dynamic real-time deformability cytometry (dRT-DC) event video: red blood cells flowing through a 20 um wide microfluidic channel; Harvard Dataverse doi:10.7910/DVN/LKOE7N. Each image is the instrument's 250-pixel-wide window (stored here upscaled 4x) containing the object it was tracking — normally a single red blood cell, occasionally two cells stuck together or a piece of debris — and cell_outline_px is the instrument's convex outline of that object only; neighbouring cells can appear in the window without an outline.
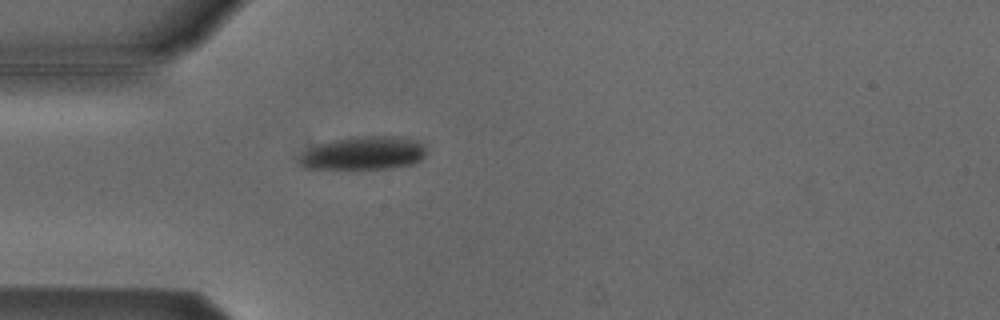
{"species": "Egyptian fruit bat (a non-hibernating species)", "species_latin": "Rousettus aegyptiacus", "temperature_condition": "cold", "stored_images_in_passage": 4, "camera_frame_rate_fps": 3000, "um_per_image_px": 0.085, "animal": {"sex": "male"}, "frame": {"image": 1, "passage_image": 4, "time_ms": 1.0, "image_size_px": [1000, 320], "cell_outline_px": [[428, 152], [420, 160], [412, 164], [388, 168], [304, 168], [300, 164], [300, 156], [304, 152], [320, 144], [332, 140], [356, 136], [400, 136], [420, 140], [424, 144]], "centroid_in_image_um": [31.0, 12.99], "position_along_channel_um": 54.0, "area_um2": 24.57}}